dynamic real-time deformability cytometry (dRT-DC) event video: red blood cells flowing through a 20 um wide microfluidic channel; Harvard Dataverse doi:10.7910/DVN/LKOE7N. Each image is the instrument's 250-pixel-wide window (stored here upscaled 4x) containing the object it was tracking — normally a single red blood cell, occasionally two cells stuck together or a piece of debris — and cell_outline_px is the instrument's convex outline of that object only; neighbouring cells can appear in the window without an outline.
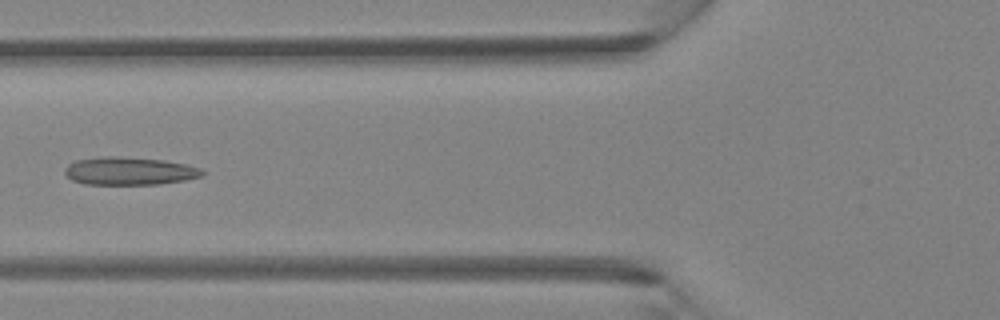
{"species": "Egyptian fruit bat (a non-hibernating species)", "species_latin": "Rousettus aegyptiacus", "temperature_condition": "room temperature", "stored_images_in_passage": 3, "camera_frame_rate_fps": 3000, "um_per_image_px": 0.085, "animal": {"sex": "female"}, "frame": {"image": 1, "passage_image": 3, "time_ms": 0.667, "image_size_px": [1000, 320], "cell_outline_px": [[204, 176], [184, 180], [160, 184], [84, 184], [72, 180], [64, 172], [64, 168], [68, 164], [76, 160], [104, 156], [120, 156], [164, 160], [184, 164], [200, 168], [204, 172]], "centroid_in_image_um": [10.99, 14.53], "position_along_channel_um": 114.8, "area_um2": 22.37}}